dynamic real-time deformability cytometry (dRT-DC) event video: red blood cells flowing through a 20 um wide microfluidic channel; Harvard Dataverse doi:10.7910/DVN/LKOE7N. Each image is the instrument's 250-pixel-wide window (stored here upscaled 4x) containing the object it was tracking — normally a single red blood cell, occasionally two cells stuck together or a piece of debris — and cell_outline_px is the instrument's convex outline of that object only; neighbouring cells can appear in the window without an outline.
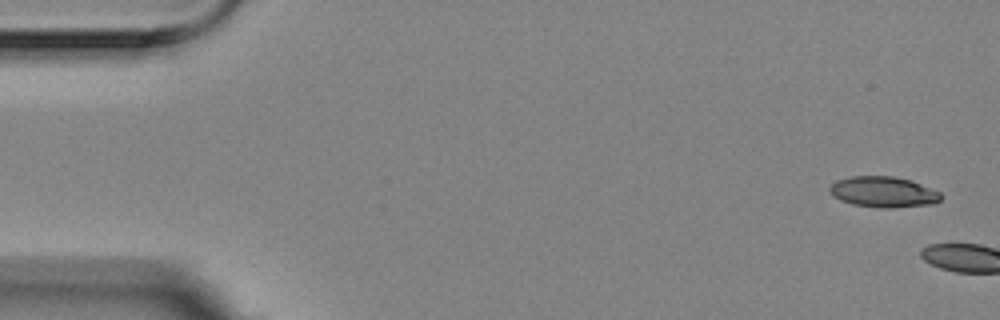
{"species": "Egyptian fruit bat (a non-hibernating species)", "species_latin": "Rousettus aegyptiacus", "temperature_condition": "room temperature", "stored_images_in_passage": 4, "camera_frame_rate_fps": 3000, "um_per_image_px": 0.085, "animal": {"sex": "female"}, "frame": {"image": 1, "passage_image": 1, "time_ms": 0.0, "image_size_px": [1000, 320], "cell_outline_px": [[944, 196], [940, 200], [932, 204], [892, 208], [880, 208], [852, 204], [840, 200], [832, 196], [828, 192], [828, 188], [836, 180], [852, 176], [892, 176], [912, 180], [940, 192]], "centroid_in_image_um": [75.08, 16.32], "position_along_channel_um": 9.9, "area_um2": 20.17}}